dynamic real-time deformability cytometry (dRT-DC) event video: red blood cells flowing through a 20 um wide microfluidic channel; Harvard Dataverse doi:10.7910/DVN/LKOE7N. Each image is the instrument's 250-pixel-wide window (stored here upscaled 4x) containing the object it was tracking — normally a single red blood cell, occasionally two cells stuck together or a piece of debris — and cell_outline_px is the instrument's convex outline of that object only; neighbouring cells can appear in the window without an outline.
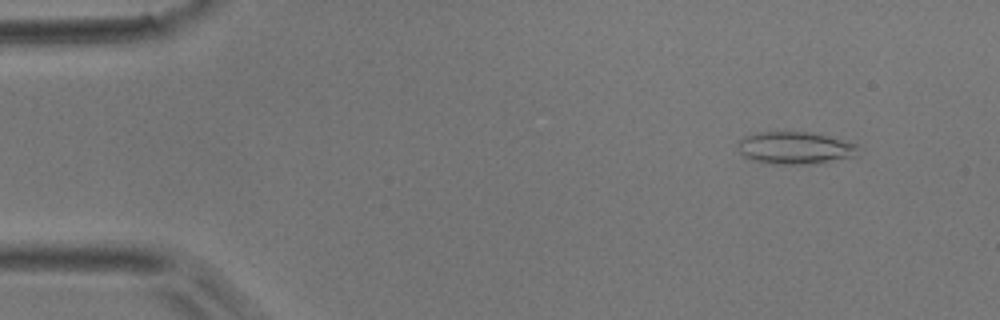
{"species": "common noctule bat (a hibernating species)", "species_latin": "Nyctalus noctula", "temperature_condition": "room temperature", "stored_images_in_passage": 50, "camera_frame_rate_fps": 3000, "um_per_image_px": 0.085, "animal": {"sex": "male", "body_mass_g": 17.9}, "frame": {"image": 1, "passage_image": 5, "time_ms": 1.333, "image_size_px": [1000, 320], "cell_outline_px": [[864, 148], [856, 156], [808, 164], [772, 164], [752, 160], [744, 156], [736, 148], [740, 140], [744, 136], [756, 132], [784, 128], [812, 132], [856, 144]], "centroid_in_image_um": [67.55, 12.52], "position_along_channel_um": 17.5, "area_um2": 23.58}}
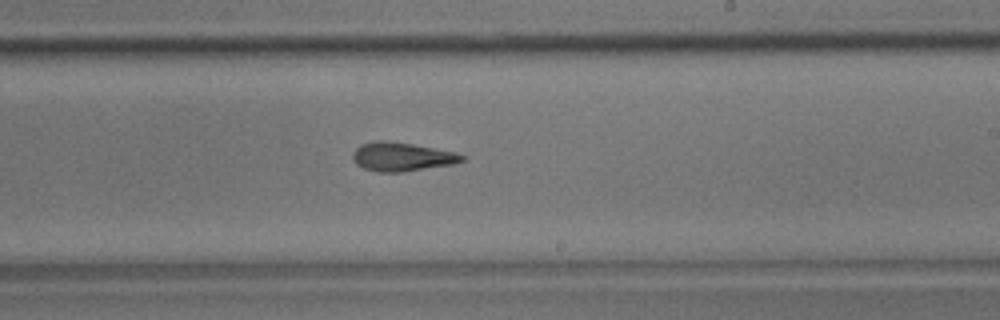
{"frame": {"image": 2, "passage_image": 30, "time_ms": 9.667, "image_size_px": [1000, 320], "cell_outline_px": [[464, 160], [452, 164], [400, 172], [376, 172], [364, 168], [356, 164], [352, 160], [352, 152], [360, 144], [372, 140], [388, 140], [412, 144], [456, 152], [464, 156]], "centroid_in_image_um": [34.08, 13.31], "position_along_channel_um": 254.9, "area_um2": 18.38}}
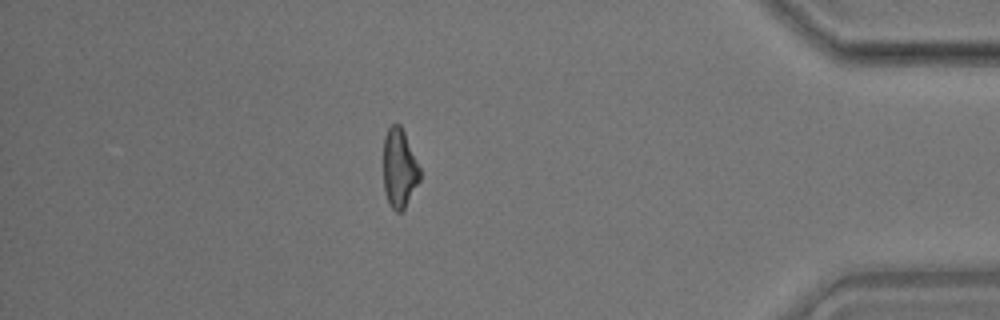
{"frame": {"image": 3, "passage_image": 44, "time_ms": 14.333, "image_size_px": [1000, 320], "cell_outline_px": [[420, 180], [404, 208], [400, 212], [396, 212], [388, 204], [384, 192], [384, 136], [388, 128], [392, 124], [400, 124], [404, 132], [420, 168]], "centroid_in_image_um": [33.93, 14.32], "position_along_channel_um": 401.3, "area_um2": 16.7}, "authors_computed_cell_mechanics": {"area_um2": 18.1781, "velocity_mm_per_s": 3.9875, "shape_relaxation_time_tau1_ms": 10.7972, "shape_relaxation_time_tau2_ms": 3.704, "deformation_change_tau1": 0.2606, "deformation_change_tau2": 0.1449}}